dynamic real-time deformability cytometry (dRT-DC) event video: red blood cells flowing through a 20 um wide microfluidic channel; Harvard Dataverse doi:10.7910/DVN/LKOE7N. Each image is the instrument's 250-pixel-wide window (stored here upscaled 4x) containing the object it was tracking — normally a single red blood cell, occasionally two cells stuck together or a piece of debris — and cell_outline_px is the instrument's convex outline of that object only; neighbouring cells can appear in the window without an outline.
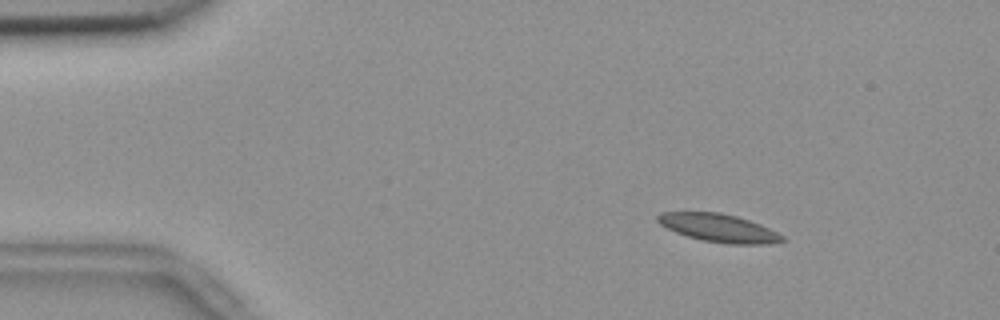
{"species": "common noctule bat (a hibernating species)", "species_latin": "Nyctalus noctula", "temperature_condition": "room temperature", "stored_images_in_passage": 55, "camera_frame_rate_fps": 3000, "um_per_image_px": 0.085, "animal": {"sex": "female", "body_mass_g": 18.4}, "frame": {"image": 1, "passage_image": 7, "time_ms": 2.0, "image_size_px": [1000, 320], "cell_outline_px": [[788, 240], [768, 244], [728, 244], [700, 240], [676, 232], [660, 224], [656, 220], [656, 216], [664, 212], [720, 212], [736, 216], [760, 224], [784, 236]], "centroid_in_image_um": [61.11, 19.38], "position_along_channel_um": 23.9, "area_um2": 20.35}}
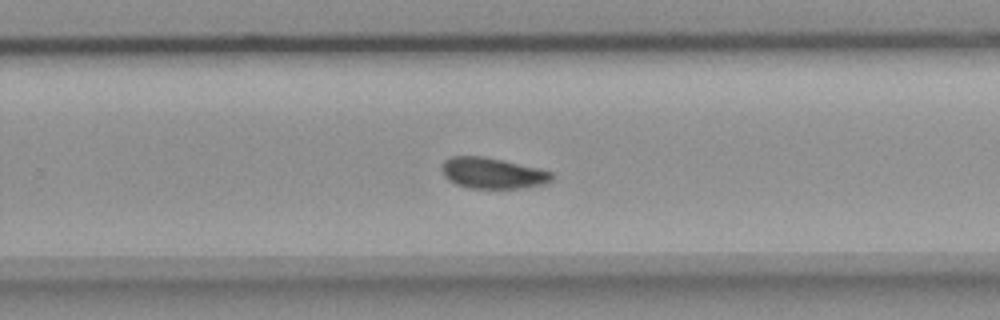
{"frame": {"image": 2, "passage_image": 35, "time_ms": 11.333, "image_size_px": [1000, 320], "cell_outline_px": [[556, 176], [552, 180], [544, 184], [520, 188], [468, 188], [456, 184], [448, 180], [444, 176], [444, 160], [452, 156], [484, 156], [536, 168], [552, 172]], "centroid_in_image_um": [41.89, 14.72], "position_along_channel_um": 287.9, "area_um2": 19.59}}
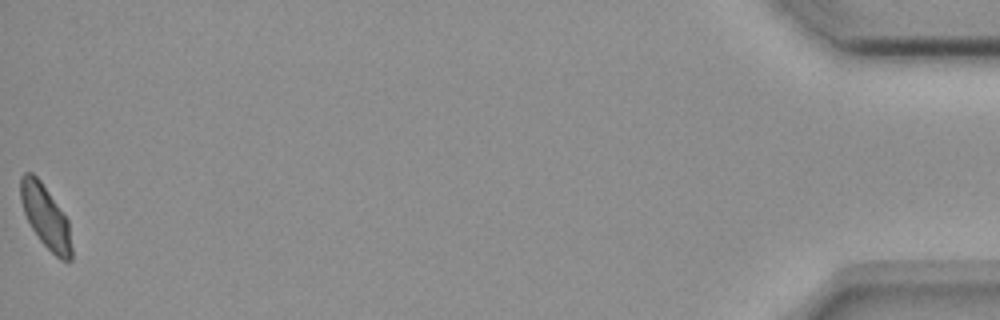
{"frame": {"image": 3, "passage_image": 55, "time_ms": 18.0, "image_size_px": [1000, 320], "cell_outline_px": [[72, 260], [60, 260], [40, 240], [32, 228], [24, 212], [20, 200], [20, 176], [24, 172], [32, 172], [40, 180], [68, 220], [72, 248]], "centroid_in_image_um": [3.87, 18.4], "position_along_channel_um": 431.3, "area_um2": 18.5}, "authors_computed_cell_mechanics": {"area_um2": 19.9988, "velocity_mm_per_s": 3.6185, "shape_relaxation_time_tau1_ms": 4.5452, "shape_relaxation_time_tau2_ms": 1.9327, "deformation_change_tau1": 0.1287, "deformation_change_tau2": 0.0706}}